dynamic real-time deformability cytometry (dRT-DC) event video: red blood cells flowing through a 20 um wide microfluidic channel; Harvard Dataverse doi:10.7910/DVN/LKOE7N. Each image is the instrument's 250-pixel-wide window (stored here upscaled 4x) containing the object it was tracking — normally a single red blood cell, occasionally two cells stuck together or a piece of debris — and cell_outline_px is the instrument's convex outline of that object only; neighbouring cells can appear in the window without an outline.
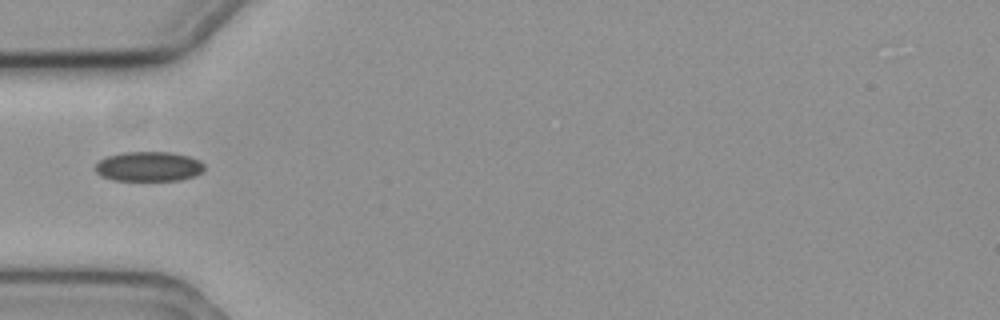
{"species": "common noctule bat (a hibernating species)", "species_latin": "Nyctalus noctula", "temperature_condition": "cold", "stored_images_in_passage": 8, "camera_frame_rate_fps": 3000, "um_per_image_px": 0.085, "animal": {"sex": "female", "body_mass_g": 19.3, "forearm_length_mm": 54.1}, "frame": {"image": 1, "passage_image": 6, "time_ms": 1.667, "image_size_px": [1000, 320], "cell_outline_px": [[204, 168], [196, 176], [180, 180], [112, 180], [100, 176], [92, 168], [100, 160], [108, 156], [124, 152], [172, 152], [188, 156], [200, 160], [204, 164]], "centroid_in_image_um": [12.62, 14.15], "position_along_channel_um": 72.4, "area_um2": 19.02}}
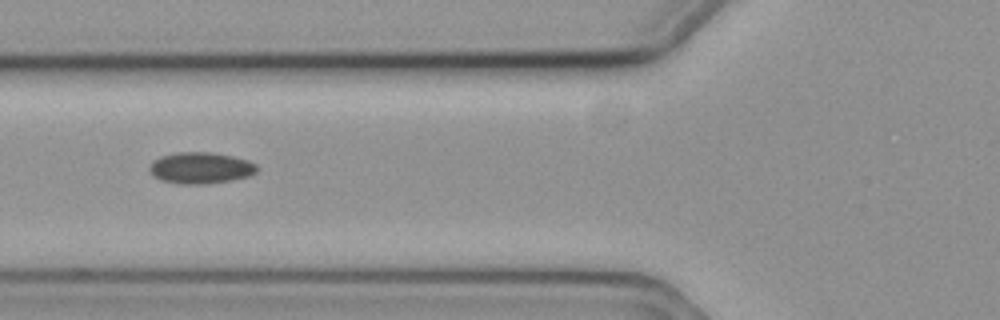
{"frame": {"image": 2, "passage_image": 7, "time_ms": 2.0, "image_size_px": [1000, 320], "cell_outline_px": [[260, 168], [256, 172], [248, 176], [232, 180], [208, 184], [180, 184], [160, 180], [148, 168], [152, 160], [160, 156], [180, 152], [212, 152], [232, 156], [248, 160], [256, 164]], "centroid_in_image_um": [17.07, 14.27], "position_along_channel_um": 108.7, "area_um2": 19.77}}
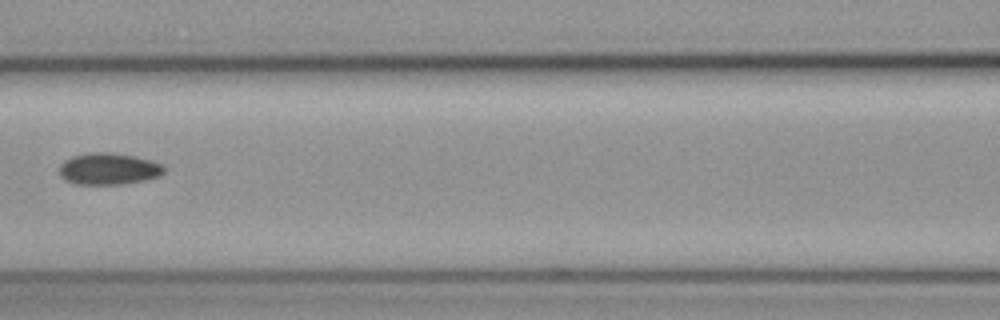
{"frame": {"image": 3, "passage_image": 8, "time_ms": 2.333, "image_size_px": [1000, 320], "cell_outline_px": [[164, 172], [160, 176], [144, 180], [124, 184], [72, 184], [64, 180], [60, 176], [60, 164], [64, 160], [72, 156], [88, 152], [108, 152], [136, 156], [152, 160], [164, 164]], "centroid_in_image_um": [9.23, 14.35], "position_along_channel_um": 157.4, "area_um2": 19.65}}